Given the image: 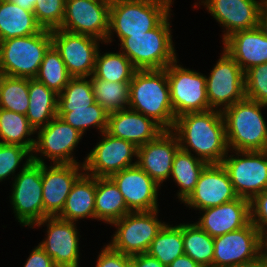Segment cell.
<instances>
[{
	"mask_svg": "<svg viewBox=\"0 0 267 267\" xmlns=\"http://www.w3.org/2000/svg\"><path fill=\"white\" fill-rule=\"evenodd\" d=\"M171 131L182 150L193 152L208 164H221L228 153L222 111L184 113L176 117Z\"/></svg>",
	"mask_w": 267,
	"mask_h": 267,
	"instance_id": "obj_1",
	"label": "cell"
},
{
	"mask_svg": "<svg viewBox=\"0 0 267 267\" xmlns=\"http://www.w3.org/2000/svg\"><path fill=\"white\" fill-rule=\"evenodd\" d=\"M128 108L151 118L163 130H172L175 114L172 109L166 68L137 70L129 83Z\"/></svg>",
	"mask_w": 267,
	"mask_h": 267,
	"instance_id": "obj_2",
	"label": "cell"
},
{
	"mask_svg": "<svg viewBox=\"0 0 267 267\" xmlns=\"http://www.w3.org/2000/svg\"><path fill=\"white\" fill-rule=\"evenodd\" d=\"M174 0H111L109 32L105 43L156 28L170 13Z\"/></svg>",
	"mask_w": 267,
	"mask_h": 267,
	"instance_id": "obj_3",
	"label": "cell"
},
{
	"mask_svg": "<svg viewBox=\"0 0 267 267\" xmlns=\"http://www.w3.org/2000/svg\"><path fill=\"white\" fill-rule=\"evenodd\" d=\"M263 108L267 109V105L245 97L222 111L228 150H267V122Z\"/></svg>",
	"mask_w": 267,
	"mask_h": 267,
	"instance_id": "obj_4",
	"label": "cell"
},
{
	"mask_svg": "<svg viewBox=\"0 0 267 267\" xmlns=\"http://www.w3.org/2000/svg\"><path fill=\"white\" fill-rule=\"evenodd\" d=\"M169 14L156 28L143 34L123 38L118 46L137 70L165 69L178 57Z\"/></svg>",
	"mask_w": 267,
	"mask_h": 267,
	"instance_id": "obj_5",
	"label": "cell"
},
{
	"mask_svg": "<svg viewBox=\"0 0 267 267\" xmlns=\"http://www.w3.org/2000/svg\"><path fill=\"white\" fill-rule=\"evenodd\" d=\"M52 46L51 30L0 41L2 75L33 79L37 76L45 53Z\"/></svg>",
	"mask_w": 267,
	"mask_h": 267,
	"instance_id": "obj_6",
	"label": "cell"
},
{
	"mask_svg": "<svg viewBox=\"0 0 267 267\" xmlns=\"http://www.w3.org/2000/svg\"><path fill=\"white\" fill-rule=\"evenodd\" d=\"M159 211L130 212L114 221L111 226L116 230L108 244L129 256L147 253L153 239L166 224L159 220Z\"/></svg>",
	"mask_w": 267,
	"mask_h": 267,
	"instance_id": "obj_7",
	"label": "cell"
},
{
	"mask_svg": "<svg viewBox=\"0 0 267 267\" xmlns=\"http://www.w3.org/2000/svg\"><path fill=\"white\" fill-rule=\"evenodd\" d=\"M264 257V236L250 221L241 229L214 237L213 267H237Z\"/></svg>",
	"mask_w": 267,
	"mask_h": 267,
	"instance_id": "obj_8",
	"label": "cell"
},
{
	"mask_svg": "<svg viewBox=\"0 0 267 267\" xmlns=\"http://www.w3.org/2000/svg\"><path fill=\"white\" fill-rule=\"evenodd\" d=\"M36 136L32 161L41 164H46L45 159L51 160L50 164L84 163L76 160L75 154H73L83 138V134L58 116L53 118L45 127L38 129Z\"/></svg>",
	"mask_w": 267,
	"mask_h": 267,
	"instance_id": "obj_9",
	"label": "cell"
},
{
	"mask_svg": "<svg viewBox=\"0 0 267 267\" xmlns=\"http://www.w3.org/2000/svg\"><path fill=\"white\" fill-rule=\"evenodd\" d=\"M228 153L221 164L226 169L237 195L251 201L267 189V150H228Z\"/></svg>",
	"mask_w": 267,
	"mask_h": 267,
	"instance_id": "obj_10",
	"label": "cell"
},
{
	"mask_svg": "<svg viewBox=\"0 0 267 267\" xmlns=\"http://www.w3.org/2000/svg\"><path fill=\"white\" fill-rule=\"evenodd\" d=\"M11 182L9 201L17 223L31 227L43 220L42 164L31 161Z\"/></svg>",
	"mask_w": 267,
	"mask_h": 267,
	"instance_id": "obj_11",
	"label": "cell"
},
{
	"mask_svg": "<svg viewBox=\"0 0 267 267\" xmlns=\"http://www.w3.org/2000/svg\"><path fill=\"white\" fill-rule=\"evenodd\" d=\"M170 98L175 117L189 112L210 110L206 93V75L183 67L177 58L166 67Z\"/></svg>",
	"mask_w": 267,
	"mask_h": 267,
	"instance_id": "obj_12",
	"label": "cell"
},
{
	"mask_svg": "<svg viewBox=\"0 0 267 267\" xmlns=\"http://www.w3.org/2000/svg\"><path fill=\"white\" fill-rule=\"evenodd\" d=\"M206 76V93L210 109L223 111L245 98L244 71L225 51Z\"/></svg>",
	"mask_w": 267,
	"mask_h": 267,
	"instance_id": "obj_13",
	"label": "cell"
},
{
	"mask_svg": "<svg viewBox=\"0 0 267 267\" xmlns=\"http://www.w3.org/2000/svg\"><path fill=\"white\" fill-rule=\"evenodd\" d=\"M100 136L102 138L83 160L84 173L93 177H110L137 164V147L133 143L106 131Z\"/></svg>",
	"mask_w": 267,
	"mask_h": 267,
	"instance_id": "obj_14",
	"label": "cell"
},
{
	"mask_svg": "<svg viewBox=\"0 0 267 267\" xmlns=\"http://www.w3.org/2000/svg\"><path fill=\"white\" fill-rule=\"evenodd\" d=\"M47 226L45 238L38 244L53 259L57 267H80V231L77 223L58 217H46L30 228Z\"/></svg>",
	"mask_w": 267,
	"mask_h": 267,
	"instance_id": "obj_15",
	"label": "cell"
},
{
	"mask_svg": "<svg viewBox=\"0 0 267 267\" xmlns=\"http://www.w3.org/2000/svg\"><path fill=\"white\" fill-rule=\"evenodd\" d=\"M51 37L52 45L60 53L72 77H91L93 75L100 44L105 45L103 41L59 28L51 30Z\"/></svg>",
	"mask_w": 267,
	"mask_h": 267,
	"instance_id": "obj_16",
	"label": "cell"
},
{
	"mask_svg": "<svg viewBox=\"0 0 267 267\" xmlns=\"http://www.w3.org/2000/svg\"><path fill=\"white\" fill-rule=\"evenodd\" d=\"M111 0H65L64 31L88 35L105 43L109 32Z\"/></svg>",
	"mask_w": 267,
	"mask_h": 267,
	"instance_id": "obj_17",
	"label": "cell"
},
{
	"mask_svg": "<svg viewBox=\"0 0 267 267\" xmlns=\"http://www.w3.org/2000/svg\"><path fill=\"white\" fill-rule=\"evenodd\" d=\"M199 1V2H198ZM264 0H197L223 29L222 42L231 34L258 26L260 6Z\"/></svg>",
	"mask_w": 267,
	"mask_h": 267,
	"instance_id": "obj_18",
	"label": "cell"
},
{
	"mask_svg": "<svg viewBox=\"0 0 267 267\" xmlns=\"http://www.w3.org/2000/svg\"><path fill=\"white\" fill-rule=\"evenodd\" d=\"M110 178L123 195L130 212H148L159 209L161 187L137 164L116 172Z\"/></svg>",
	"mask_w": 267,
	"mask_h": 267,
	"instance_id": "obj_19",
	"label": "cell"
},
{
	"mask_svg": "<svg viewBox=\"0 0 267 267\" xmlns=\"http://www.w3.org/2000/svg\"><path fill=\"white\" fill-rule=\"evenodd\" d=\"M229 175L222 164H208L201 172L194 191L183 202L186 207L202 210L237 199Z\"/></svg>",
	"mask_w": 267,
	"mask_h": 267,
	"instance_id": "obj_20",
	"label": "cell"
},
{
	"mask_svg": "<svg viewBox=\"0 0 267 267\" xmlns=\"http://www.w3.org/2000/svg\"><path fill=\"white\" fill-rule=\"evenodd\" d=\"M83 173V164H42L43 219L60 215L73 184Z\"/></svg>",
	"mask_w": 267,
	"mask_h": 267,
	"instance_id": "obj_21",
	"label": "cell"
},
{
	"mask_svg": "<svg viewBox=\"0 0 267 267\" xmlns=\"http://www.w3.org/2000/svg\"><path fill=\"white\" fill-rule=\"evenodd\" d=\"M179 148L176 135L171 130H164L154 140L137 148V165L161 187L170 178Z\"/></svg>",
	"mask_w": 267,
	"mask_h": 267,
	"instance_id": "obj_22",
	"label": "cell"
},
{
	"mask_svg": "<svg viewBox=\"0 0 267 267\" xmlns=\"http://www.w3.org/2000/svg\"><path fill=\"white\" fill-rule=\"evenodd\" d=\"M199 213L201 215L195 223L214 238L241 229L250 222V201L238 197L219 206L202 209Z\"/></svg>",
	"mask_w": 267,
	"mask_h": 267,
	"instance_id": "obj_23",
	"label": "cell"
},
{
	"mask_svg": "<svg viewBox=\"0 0 267 267\" xmlns=\"http://www.w3.org/2000/svg\"><path fill=\"white\" fill-rule=\"evenodd\" d=\"M163 131L151 118L129 108L108 114L106 132L133 143L137 148L154 140Z\"/></svg>",
	"mask_w": 267,
	"mask_h": 267,
	"instance_id": "obj_24",
	"label": "cell"
},
{
	"mask_svg": "<svg viewBox=\"0 0 267 267\" xmlns=\"http://www.w3.org/2000/svg\"><path fill=\"white\" fill-rule=\"evenodd\" d=\"M222 44L223 49L239 64L244 73L267 62V38L258 27L237 31Z\"/></svg>",
	"mask_w": 267,
	"mask_h": 267,
	"instance_id": "obj_25",
	"label": "cell"
},
{
	"mask_svg": "<svg viewBox=\"0 0 267 267\" xmlns=\"http://www.w3.org/2000/svg\"><path fill=\"white\" fill-rule=\"evenodd\" d=\"M96 177L83 173L73 184L59 219L78 222L95 219Z\"/></svg>",
	"mask_w": 267,
	"mask_h": 267,
	"instance_id": "obj_26",
	"label": "cell"
},
{
	"mask_svg": "<svg viewBox=\"0 0 267 267\" xmlns=\"http://www.w3.org/2000/svg\"><path fill=\"white\" fill-rule=\"evenodd\" d=\"M58 112V94L35 78H29V106L26 117L35 132L45 127Z\"/></svg>",
	"mask_w": 267,
	"mask_h": 267,
	"instance_id": "obj_27",
	"label": "cell"
},
{
	"mask_svg": "<svg viewBox=\"0 0 267 267\" xmlns=\"http://www.w3.org/2000/svg\"><path fill=\"white\" fill-rule=\"evenodd\" d=\"M33 11L23 9L10 0H0V41L39 33Z\"/></svg>",
	"mask_w": 267,
	"mask_h": 267,
	"instance_id": "obj_28",
	"label": "cell"
},
{
	"mask_svg": "<svg viewBox=\"0 0 267 267\" xmlns=\"http://www.w3.org/2000/svg\"><path fill=\"white\" fill-rule=\"evenodd\" d=\"M130 213L123 195L110 177H96L95 220L111 225Z\"/></svg>",
	"mask_w": 267,
	"mask_h": 267,
	"instance_id": "obj_29",
	"label": "cell"
},
{
	"mask_svg": "<svg viewBox=\"0 0 267 267\" xmlns=\"http://www.w3.org/2000/svg\"><path fill=\"white\" fill-rule=\"evenodd\" d=\"M207 165V162L196 157L193 153L181 148L177 150L169 180L173 179L174 183L177 184L179 190H177L176 195L179 202L183 203L194 191L199 176Z\"/></svg>",
	"mask_w": 267,
	"mask_h": 267,
	"instance_id": "obj_30",
	"label": "cell"
},
{
	"mask_svg": "<svg viewBox=\"0 0 267 267\" xmlns=\"http://www.w3.org/2000/svg\"><path fill=\"white\" fill-rule=\"evenodd\" d=\"M33 135V136H32ZM35 130L26 115L0 108V143L19 145L33 152Z\"/></svg>",
	"mask_w": 267,
	"mask_h": 267,
	"instance_id": "obj_31",
	"label": "cell"
},
{
	"mask_svg": "<svg viewBox=\"0 0 267 267\" xmlns=\"http://www.w3.org/2000/svg\"><path fill=\"white\" fill-rule=\"evenodd\" d=\"M147 253L165 266L183 255V223L174 226L166 223L153 239Z\"/></svg>",
	"mask_w": 267,
	"mask_h": 267,
	"instance_id": "obj_32",
	"label": "cell"
},
{
	"mask_svg": "<svg viewBox=\"0 0 267 267\" xmlns=\"http://www.w3.org/2000/svg\"><path fill=\"white\" fill-rule=\"evenodd\" d=\"M137 69L122 52L106 51L99 49L94 73L90 78H99L109 82H130Z\"/></svg>",
	"mask_w": 267,
	"mask_h": 267,
	"instance_id": "obj_33",
	"label": "cell"
},
{
	"mask_svg": "<svg viewBox=\"0 0 267 267\" xmlns=\"http://www.w3.org/2000/svg\"><path fill=\"white\" fill-rule=\"evenodd\" d=\"M184 254L202 267H213L214 238L195 222L183 223Z\"/></svg>",
	"mask_w": 267,
	"mask_h": 267,
	"instance_id": "obj_34",
	"label": "cell"
},
{
	"mask_svg": "<svg viewBox=\"0 0 267 267\" xmlns=\"http://www.w3.org/2000/svg\"><path fill=\"white\" fill-rule=\"evenodd\" d=\"M29 106V78L1 75L0 108L26 115Z\"/></svg>",
	"mask_w": 267,
	"mask_h": 267,
	"instance_id": "obj_35",
	"label": "cell"
},
{
	"mask_svg": "<svg viewBox=\"0 0 267 267\" xmlns=\"http://www.w3.org/2000/svg\"><path fill=\"white\" fill-rule=\"evenodd\" d=\"M91 83L95 102L108 113L128 108L130 82H109L99 78H91Z\"/></svg>",
	"mask_w": 267,
	"mask_h": 267,
	"instance_id": "obj_36",
	"label": "cell"
},
{
	"mask_svg": "<svg viewBox=\"0 0 267 267\" xmlns=\"http://www.w3.org/2000/svg\"><path fill=\"white\" fill-rule=\"evenodd\" d=\"M95 103L90 77H72L69 83L58 94V112H69L71 109H88Z\"/></svg>",
	"mask_w": 267,
	"mask_h": 267,
	"instance_id": "obj_37",
	"label": "cell"
},
{
	"mask_svg": "<svg viewBox=\"0 0 267 267\" xmlns=\"http://www.w3.org/2000/svg\"><path fill=\"white\" fill-rule=\"evenodd\" d=\"M71 78L60 53L52 45L45 53L35 79L60 94Z\"/></svg>",
	"mask_w": 267,
	"mask_h": 267,
	"instance_id": "obj_38",
	"label": "cell"
},
{
	"mask_svg": "<svg viewBox=\"0 0 267 267\" xmlns=\"http://www.w3.org/2000/svg\"><path fill=\"white\" fill-rule=\"evenodd\" d=\"M108 112L97 102L88 109H71L69 112H57V116L83 135L88 128H95L101 134L106 131Z\"/></svg>",
	"mask_w": 267,
	"mask_h": 267,
	"instance_id": "obj_39",
	"label": "cell"
},
{
	"mask_svg": "<svg viewBox=\"0 0 267 267\" xmlns=\"http://www.w3.org/2000/svg\"><path fill=\"white\" fill-rule=\"evenodd\" d=\"M23 159H25L24 162ZM31 161L32 152L28 148L0 143V182L10 178L13 181L19 173L16 174V170L18 171L19 167V171L23 170Z\"/></svg>",
	"mask_w": 267,
	"mask_h": 267,
	"instance_id": "obj_40",
	"label": "cell"
},
{
	"mask_svg": "<svg viewBox=\"0 0 267 267\" xmlns=\"http://www.w3.org/2000/svg\"><path fill=\"white\" fill-rule=\"evenodd\" d=\"M33 13L42 29H57L64 19L65 0H37Z\"/></svg>",
	"mask_w": 267,
	"mask_h": 267,
	"instance_id": "obj_41",
	"label": "cell"
},
{
	"mask_svg": "<svg viewBox=\"0 0 267 267\" xmlns=\"http://www.w3.org/2000/svg\"><path fill=\"white\" fill-rule=\"evenodd\" d=\"M245 97L267 105V62L244 73Z\"/></svg>",
	"mask_w": 267,
	"mask_h": 267,
	"instance_id": "obj_42",
	"label": "cell"
},
{
	"mask_svg": "<svg viewBox=\"0 0 267 267\" xmlns=\"http://www.w3.org/2000/svg\"><path fill=\"white\" fill-rule=\"evenodd\" d=\"M250 221L264 237L267 235V189L250 201Z\"/></svg>",
	"mask_w": 267,
	"mask_h": 267,
	"instance_id": "obj_43",
	"label": "cell"
},
{
	"mask_svg": "<svg viewBox=\"0 0 267 267\" xmlns=\"http://www.w3.org/2000/svg\"><path fill=\"white\" fill-rule=\"evenodd\" d=\"M95 267H127L131 256L114 250L108 243L101 248Z\"/></svg>",
	"mask_w": 267,
	"mask_h": 267,
	"instance_id": "obj_44",
	"label": "cell"
},
{
	"mask_svg": "<svg viewBox=\"0 0 267 267\" xmlns=\"http://www.w3.org/2000/svg\"><path fill=\"white\" fill-rule=\"evenodd\" d=\"M25 261L23 267H57L53 259L38 244L35 246Z\"/></svg>",
	"mask_w": 267,
	"mask_h": 267,
	"instance_id": "obj_45",
	"label": "cell"
},
{
	"mask_svg": "<svg viewBox=\"0 0 267 267\" xmlns=\"http://www.w3.org/2000/svg\"><path fill=\"white\" fill-rule=\"evenodd\" d=\"M131 261L137 267H167L158 259L151 257L148 253L133 255L131 256Z\"/></svg>",
	"mask_w": 267,
	"mask_h": 267,
	"instance_id": "obj_46",
	"label": "cell"
},
{
	"mask_svg": "<svg viewBox=\"0 0 267 267\" xmlns=\"http://www.w3.org/2000/svg\"><path fill=\"white\" fill-rule=\"evenodd\" d=\"M263 35L267 38V0H264L260 6L258 26Z\"/></svg>",
	"mask_w": 267,
	"mask_h": 267,
	"instance_id": "obj_47",
	"label": "cell"
},
{
	"mask_svg": "<svg viewBox=\"0 0 267 267\" xmlns=\"http://www.w3.org/2000/svg\"><path fill=\"white\" fill-rule=\"evenodd\" d=\"M167 267H202L200 264L195 262L192 258L183 254L177 257L170 265Z\"/></svg>",
	"mask_w": 267,
	"mask_h": 267,
	"instance_id": "obj_48",
	"label": "cell"
},
{
	"mask_svg": "<svg viewBox=\"0 0 267 267\" xmlns=\"http://www.w3.org/2000/svg\"><path fill=\"white\" fill-rule=\"evenodd\" d=\"M11 2L15 3L19 7L33 11L34 7L37 3V0H10Z\"/></svg>",
	"mask_w": 267,
	"mask_h": 267,
	"instance_id": "obj_49",
	"label": "cell"
},
{
	"mask_svg": "<svg viewBox=\"0 0 267 267\" xmlns=\"http://www.w3.org/2000/svg\"><path fill=\"white\" fill-rule=\"evenodd\" d=\"M237 267H267V258L264 256L257 262H254L252 264L244 265V266H237Z\"/></svg>",
	"mask_w": 267,
	"mask_h": 267,
	"instance_id": "obj_50",
	"label": "cell"
},
{
	"mask_svg": "<svg viewBox=\"0 0 267 267\" xmlns=\"http://www.w3.org/2000/svg\"><path fill=\"white\" fill-rule=\"evenodd\" d=\"M264 256L267 258V235L264 237Z\"/></svg>",
	"mask_w": 267,
	"mask_h": 267,
	"instance_id": "obj_51",
	"label": "cell"
},
{
	"mask_svg": "<svg viewBox=\"0 0 267 267\" xmlns=\"http://www.w3.org/2000/svg\"><path fill=\"white\" fill-rule=\"evenodd\" d=\"M127 267H137L131 260L128 262Z\"/></svg>",
	"mask_w": 267,
	"mask_h": 267,
	"instance_id": "obj_52",
	"label": "cell"
}]
</instances>
